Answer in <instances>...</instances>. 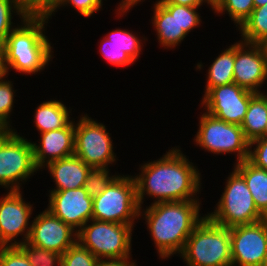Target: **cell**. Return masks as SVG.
<instances>
[{"mask_svg": "<svg viewBox=\"0 0 267 266\" xmlns=\"http://www.w3.org/2000/svg\"><path fill=\"white\" fill-rule=\"evenodd\" d=\"M196 9L198 7L155 3L152 23L162 47H176L194 27L200 25Z\"/></svg>", "mask_w": 267, "mask_h": 266, "instance_id": "11", "label": "cell"}, {"mask_svg": "<svg viewBox=\"0 0 267 266\" xmlns=\"http://www.w3.org/2000/svg\"><path fill=\"white\" fill-rule=\"evenodd\" d=\"M235 44L225 49L208 69L204 96L214 87L234 83Z\"/></svg>", "mask_w": 267, "mask_h": 266, "instance_id": "23", "label": "cell"}, {"mask_svg": "<svg viewBox=\"0 0 267 266\" xmlns=\"http://www.w3.org/2000/svg\"><path fill=\"white\" fill-rule=\"evenodd\" d=\"M48 16L28 15L21 26L8 35L3 42L4 67L20 73H34L43 70L52 58V47L43 34Z\"/></svg>", "mask_w": 267, "mask_h": 266, "instance_id": "3", "label": "cell"}, {"mask_svg": "<svg viewBox=\"0 0 267 266\" xmlns=\"http://www.w3.org/2000/svg\"><path fill=\"white\" fill-rule=\"evenodd\" d=\"M77 232V241L98 259L130 258L133 226L92 219Z\"/></svg>", "mask_w": 267, "mask_h": 266, "instance_id": "7", "label": "cell"}, {"mask_svg": "<svg viewBox=\"0 0 267 266\" xmlns=\"http://www.w3.org/2000/svg\"><path fill=\"white\" fill-rule=\"evenodd\" d=\"M240 126L249 142L264 137L267 131V95L261 92L251 97L247 113Z\"/></svg>", "mask_w": 267, "mask_h": 266, "instance_id": "21", "label": "cell"}, {"mask_svg": "<svg viewBox=\"0 0 267 266\" xmlns=\"http://www.w3.org/2000/svg\"><path fill=\"white\" fill-rule=\"evenodd\" d=\"M29 226L31 227L28 238L30 244L60 255L77 242V232L47 209L38 214Z\"/></svg>", "mask_w": 267, "mask_h": 266, "instance_id": "15", "label": "cell"}, {"mask_svg": "<svg viewBox=\"0 0 267 266\" xmlns=\"http://www.w3.org/2000/svg\"><path fill=\"white\" fill-rule=\"evenodd\" d=\"M171 149L163 158L142 165V173L134 177L140 208L146 194L156 197L153 203L197 200L193 195L201 188L198 169L179 149Z\"/></svg>", "mask_w": 267, "mask_h": 266, "instance_id": "1", "label": "cell"}, {"mask_svg": "<svg viewBox=\"0 0 267 266\" xmlns=\"http://www.w3.org/2000/svg\"><path fill=\"white\" fill-rule=\"evenodd\" d=\"M256 145V148H253ZM248 161L254 166L267 170V136L257 138L249 142Z\"/></svg>", "mask_w": 267, "mask_h": 266, "instance_id": "34", "label": "cell"}, {"mask_svg": "<svg viewBox=\"0 0 267 266\" xmlns=\"http://www.w3.org/2000/svg\"><path fill=\"white\" fill-rule=\"evenodd\" d=\"M262 45L267 55V39L262 43Z\"/></svg>", "mask_w": 267, "mask_h": 266, "instance_id": "42", "label": "cell"}, {"mask_svg": "<svg viewBox=\"0 0 267 266\" xmlns=\"http://www.w3.org/2000/svg\"><path fill=\"white\" fill-rule=\"evenodd\" d=\"M5 130L0 126V135L4 132Z\"/></svg>", "mask_w": 267, "mask_h": 266, "instance_id": "44", "label": "cell"}, {"mask_svg": "<svg viewBox=\"0 0 267 266\" xmlns=\"http://www.w3.org/2000/svg\"><path fill=\"white\" fill-rule=\"evenodd\" d=\"M254 8H258L267 4V0H253Z\"/></svg>", "mask_w": 267, "mask_h": 266, "instance_id": "41", "label": "cell"}, {"mask_svg": "<svg viewBox=\"0 0 267 266\" xmlns=\"http://www.w3.org/2000/svg\"><path fill=\"white\" fill-rule=\"evenodd\" d=\"M262 266H267V254L265 256V259H264V262H263V265Z\"/></svg>", "mask_w": 267, "mask_h": 266, "instance_id": "43", "label": "cell"}, {"mask_svg": "<svg viewBox=\"0 0 267 266\" xmlns=\"http://www.w3.org/2000/svg\"><path fill=\"white\" fill-rule=\"evenodd\" d=\"M37 170L32 142L15 130H5L0 135V185L10 191L20 190V181H26Z\"/></svg>", "mask_w": 267, "mask_h": 266, "instance_id": "8", "label": "cell"}, {"mask_svg": "<svg viewBox=\"0 0 267 266\" xmlns=\"http://www.w3.org/2000/svg\"><path fill=\"white\" fill-rule=\"evenodd\" d=\"M6 75L0 76V126L4 130H12L10 128V112L13 110L14 89L11 81L3 80Z\"/></svg>", "mask_w": 267, "mask_h": 266, "instance_id": "30", "label": "cell"}, {"mask_svg": "<svg viewBox=\"0 0 267 266\" xmlns=\"http://www.w3.org/2000/svg\"><path fill=\"white\" fill-rule=\"evenodd\" d=\"M75 125L74 155L91 168L108 169L116 155L105 125L86 115Z\"/></svg>", "mask_w": 267, "mask_h": 266, "instance_id": "10", "label": "cell"}, {"mask_svg": "<svg viewBox=\"0 0 267 266\" xmlns=\"http://www.w3.org/2000/svg\"><path fill=\"white\" fill-rule=\"evenodd\" d=\"M141 210L134 177L117 175L100 195L93 197L92 219L134 226Z\"/></svg>", "mask_w": 267, "mask_h": 266, "instance_id": "5", "label": "cell"}, {"mask_svg": "<svg viewBox=\"0 0 267 266\" xmlns=\"http://www.w3.org/2000/svg\"><path fill=\"white\" fill-rule=\"evenodd\" d=\"M234 169L244 178L258 211L267 218V170L248 160L235 164Z\"/></svg>", "mask_w": 267, "mask_h": 266, "instance_id": "20", "label": "cell"}, {"mask_svg": "<svg viewBox=\"0 0 267 266\" xmlns=\"http://www.w3.org/2000/svg\"><path fill=\"white\" fill-rule=\"evenodd\" d=\"M139 2H141V0H122L121 3H120V8L118 7V11L120 14V16L122 14H124L126 11L129 10V8L131 9V7H133L134 5L138 4Z\"/></svg>", "mask_w": 267, "mask_h": 266, "instance_id": "39", "label": "cell"}, {"mask_svg": "<svg viewBox=\"0 0 267 266\" xmlns=\"http://www.w3.org/2000/svg\"><path fill=\"white\" fill-rule=\"evenodd\" d=\"M35 111L34 122L41 133L62 129L71 122L70 110L59 100L45 101Z\"/></svg>", "mask_w": 267, "mask_h": 266, "instance_id": "22", "label": "cell"}, {"mask_svg": "<svg viewBox=\"0 0 267 266\" xmlns=\"http://www.w3.org/2000/svg\"><path fill=\"white\" fill-rule=\"evenodd\" d=\"M32 210V205L23 201L20 190H9L8 194L2 197L0 200V246H17L19 243L28 241L31 231L28 220ZM19 234L25 239L17 242L15 238Z\"/></svg>", "mask_w": 267, "mask_h": 266, "instance_id": "16", "label": "cell"}, {"mask_svg": "<svg viewBox=\"0 0 267 266\" xmlns=\"http://www.w3.org/2000/svg\"><path fill=\"white\" fill-rule=\"evenodd\" d=\"M197 145L214 154L237 153V162L248 159L249 141L245 138L240 125L203 113L200 117L199 130L195 136Z\"/></svg>", "mask_w": 267, "mask_h": 266, "instance_id": "9", "label": "cell"}, {"mask_svg": "<svg viewBox=\"0 0 267 266\" xmlns=\"http://www.w3.org/2000/svg\"><path fill=\"white\" fill-rule=\"evenodd\" d=\"M41 143H32L34 163L42 169L50 162L74 155L75 124L71 121L66 127L41 133Z\"/></svg>", "mask_w": 267, "mask_h": 266, "instance_id": "18", "label": "cell"}, {"mask_svg": "<svg viewBox=\"0 0 267 266\" xmlns=\"http://www.w3.org/2000/svg\"><path fill=\"white\" fill-rule=\"evenodd\" d=\"M27 256L32 266H61V255L30 244L28 241L17 245Z\"/></svg>", "mask_w": 267, "mask_h": 266, "instance_id": "26", "label": "cell"}, {"mask_svg": "<svg viewBox=\"0 0 267 266\" xmlns=\"http://www.w3.org/2000/svg\"><path fill=\"white\" fill-rule=\"evenodd\" d=\"M128 259L129 258L98 259L97 266H136L135 262H130Z\"/></svg>", "mask_w": 267, "mask_h": 266, "instance_id": "37", "label": "cell"}, {"mask_svg": "<svg viewBox=\"0 0 267 266\" xmlns=\"http://www.w3.org/2000/svg\"><path fill=\"white\" fill-rule=\"evenodd\" d=\"M212 9L218 14L226 12L239 27L254 9L253 0H215Z\"/></svg>", "mask_w": 267, "mask_h": 266, "instance_id": "25", "label": "cell"}, {"mask_svg": "<svg viewBox=\"0 0 267 266\" xmlns=\"http://www.w3.org/2000/svg\"><path fill=\"white\" fill-rule=\"evenodd\" d=\"M109 169H94L92 168L87 175L84 183V189L90 197L100 195L105 188L117 177L115 175L109 176Z\"/></svg>", "mask_w": 267, "mask_h": 266, "instance_id": "31", "label": "cell"}, {"mask_svg": "<svg viewBox=\"0 0 267 266\" xmlns=\"http://www.w3.org/2000/svg\"><path fill=\"white\" fill-rule=\"evenodd\" d=\"M104 38L108 39L110 44L117 45L122 51L126 52L133 61H136L141 52V40L132 32L116 29L109 32Z\"/></svg>", "mask_w": 267, "mask_h": 266, "instance_id": "27", "label": "cell"}, {"mask_svg": "<svg viewBox=\"0 0 267 266\" xmlns=\"http://www.w3.org/2000/svg\"><path fill=\"white\" fill-rule=\"evenodd\" d=\"M60 0H20L27 15L47 16Z\"/></svg>", "mask_w": 267, "mask_h": 266, "instance_id": "36", "label": "cell"}, {"mask_svg": "<svg viewBox=\"0 0 267 266\" xmlns=\"http://www.w3.org/2000/svg\"><path fill=\"white\" fill-rule=\"evenodd\" d=\"M0 266H32L18 246H0Z\"/></svg>", "mask_w": 267, "mask_h": 266, "instance_id": "33", "label": "cell"}, {"mask_svg": "<svg viewBox=\"0 0 267 266\" xmlns=\"http://www.w3.org/2000/svg\"><path fill=\"white\" fill-rule=\"evenodd\" d=\"M103 0H60L56 7L47 15H52L53 12L62 5H72L82 16L89 17L94 12H98L102 8Z\"/></svg>", "mask_w": 267, "mask_h": 266, "instance_id": "35", "label": "cell"}, {"mask_svg": "<svg viewBox=\"0 0 267 266\" xmlns=\"http://www.w3.org/2000/svg\"><path fill=\"white\" fill-rule=\"evenodd\" d=\"M51 177L55 180L56 189L51 191H64L84 186L87 175L92 169L79 157L73 155L47 164Z\"/></svg>", "mask_w": 267, "mask_h": 266, "instance_id": "19", "label": "cell"}, {"mask_svg": "<svg viewBox=\"0 0 267 266\" xmlns=\"http://www.w3.org/2000/svg\"><path fill=\"white\" fill-rule=\"evenodd\" d=\"M198 200L153 203L144 218L162 259L181 254L187 238L204 219L200 217ZM200 217V218H199Z\"/></svg>", "mask_w": 267, "mask_h": 266, "instance_id": "2", "label": "cell"}, {"mask_svg": "<svg viewBox=\"0 0 267 266\" xmlns=\"http://www.w3.org/2000/svg\"><path fill=\"white\" fill-rule=\"evenodd\" d=\"M98 258L78 241L61 255V266H97Z\"/></svg>", "mask_w": 267, "mask_h": 266, "instance_id": "29", "label": "cell"}, {"mask_svg": "<svg viewBox=\"0 0 267 266\" xmlns=\"http://www.w3.org/2000/svg\"><path fill=\"white\" fill-rule=\"evenodd\" d=\"M161 4H175L189 7H200L204 2H207L211 7L213 3L210 0H158Z\"/></svg>", "mask_w": 267, "mask_h": 266, "instance_id": "38", "label": "cell"}, {"mask_svg": "<svg viewBox=\"0 0 267 266\" xmlns=\"http://www.w3.org/2000/svg\"><path fill=\"white\" fill-rule=\"evenodd\" d=\"M231 266H262L267 254V218L230 228Z\"/></svg>", "mask_w": 267, "mask_h": 266, "instance_id": "12", "label": "cell"}, {"mask_svg": "<svg viewBox=\"0 0 267 266\" xmlns=\"http://www.w3.org/2000/svg\"><path fill=\"white\" fill-rule=\"evenodd\" d=\"M238 28L243 42L262 44L267 39V4L254 8L250 16Z\"/></svg>", "mask_w": 267, "mask_h": 266, "instance_id": "24", "label": "cell"}, {"mask_svg": "<svg viewBox=\"0 0 267 266\" xmlns=\"http://www.w3.org/2000/svg\"><path fill=\"white\" fill-rule=\"evenodd\" d=\"M101 42V54L111 65L125 67L134 63L126 52L122 51L117 45L110 44L108 39L103 38Z\"/></svg>", "mask_w": 267, "mask_h": 266, "instance_id": "32", "label": "cell"}, {"mask_svg": "<svg viewBox=\"0 0 267 266\" xmlns=\"http://www.w3.org/2000/svg\"><path fill=\"white\" fill-rule=\"evenodd\" d=\"M49 197L47 210L76 229V232L92 220L93 198L88 195L84 187L51 191Z\"/></svg>", "mask_w": 267, "mask_h": 266, "instance_id": "17", "label": "cell"}, {"mask_svg": "<svg viewBox=\"0 0 267 266\" xmlns=\"http://www.w3.org/2000/svg\"><path fill=\"white\" fill-rule=\"evenodd\" d=\"M180 256L188 266H231L230 228L204 216L187 238Z\"/></svg>", "mask_w": 267, "mask_h": 266, "instance_id": "4", "label": "cell"}, {"mask_svg": "<svg viewBox=\"0 0 267 266\" xmlns=\"http://www.w3.org/2000/svg\"><path fill=\"white\" fill-rule=\"evenodd\" d=\"M6 75L4 67V54H3V42L0 41V76Z\"/></svg>", "mask_w": 267, "mask_h": 266, "instance_id": "40", "label": "cell"}, {"mask_svg": "<svg viewBox=\"0 0 267 266\" xmlns=\"http://www.w3.org/2000/svg\"><path fill=\"white\" fill-rule=\"evenodd\" d=\"M234 83L255 93L267 79V55L262 44L235 43Z\"/></svg>", "mask_w": 267, "mask_h": 266, "instance_id": "14", "label": "cell"}, {"mask_svg": "<svg viewBox=\"0 0 267 266\" xmlns=\"http://www.w3.org/2000/svg\"><path fill=\"white\" fill-rule=\"evenodd\" d=\"M226 181L216 209L206 215L211 221L232 228L265 219L258 211L244 178L235 169Z\"/></svg>", "mask_w": 267, "mask_h": 266, "instance_id": "6", "label": "cell"}, {"mask_svg": "<svg viewBox=\"0 0 267 266\" xmlns=\"http://www.w3.org/2000/svg\"><path fill=\"white\" fill-rule=\"evenodd\" d=\"M16 11L22 20L28 15L24 11L20 0H0V41L4 42L8 35L15 29L12 28V14Z\"/></svg>", "mask_w": 267, "mask_h": 266, "instance_id": "28", "label": "cell"}, {"mask_svg": "<svg viewBox=\"0 0 267 266\" xmlns=\"http://www.w3.org/2000/svg\"><path fill=\"white\" fill-rule=\"evenodd\" d=\"M255 94L236 83L212 88L202 98L207 113L227 123L241 125L251 97Z\"/></svg>", "mask_w": 267, "mask_h": 266, "instance_id": "13", "label": "cell"}]
</instances>
